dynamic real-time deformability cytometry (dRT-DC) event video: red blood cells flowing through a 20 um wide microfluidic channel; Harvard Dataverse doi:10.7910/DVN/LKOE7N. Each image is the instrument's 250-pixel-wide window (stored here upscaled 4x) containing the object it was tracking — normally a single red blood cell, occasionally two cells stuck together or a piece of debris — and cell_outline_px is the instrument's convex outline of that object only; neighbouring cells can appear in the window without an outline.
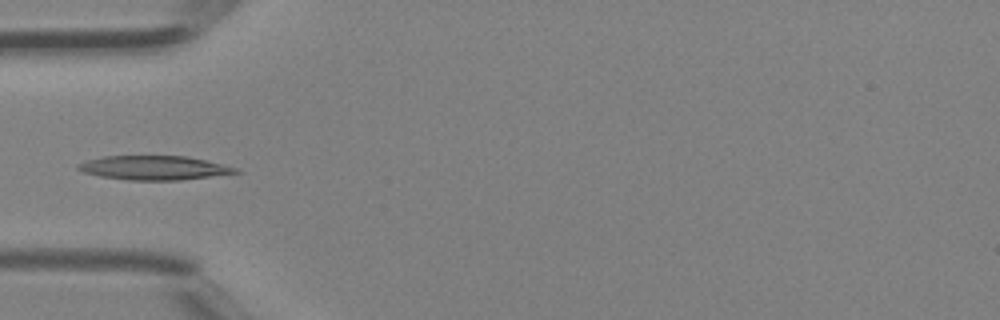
{"species": "Egyptian fruit bat (a non-hibernating species)", "species_latin": "Rousettus aegyptiacus", "temperature_condition": "room temperature", "stored_images_in_passage": 41, "camera_frame_rate_fps": 3000, "um_per_image_px": 0.085, "animal": {"sex": "female"}, "frame": {"image": 1, "passage_image": 13, "time_ms": 4.0, "image_size_px": [1000, 320], "cell_outline_px": [[244, 172], [180, 180], [128, 180], [100, 176], [84, 172], [76, 168], [76, 164], [100, 156], [184, 156], [204, 160], [236, 168]], "centroid_in_image_um": [13.06, 14.26], "position_along_channel_um": 71.9, "area_um2": 21.96}}
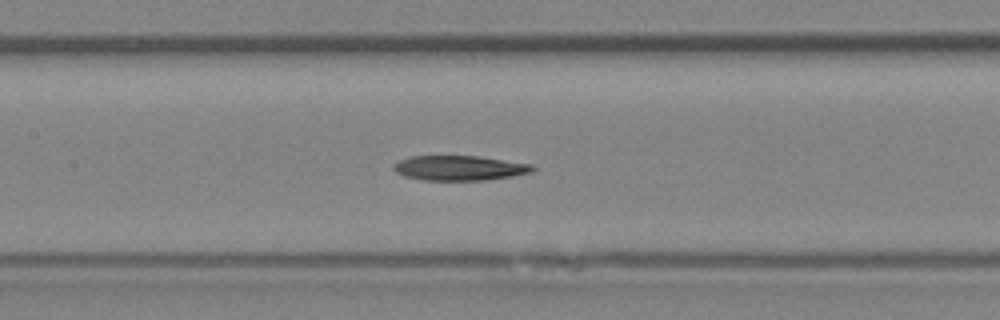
{"frame": {"image": 2, "passage_image": 19, "time_ms": 6.0, "image_size_px": [1000, 320], "cell_outline_px": [[536, 168], [532, 172], [512, 176], [484, 180], [424, 180], [404, 176], [396, 172], [392, 168], [392, 164], [400, 160], [412, 156], [480, 156], [532, 164]], "centroid_in_image_um": [39.05, 14.27], "position_along_channel_um": 168.3, "area_um2": 20.17}}
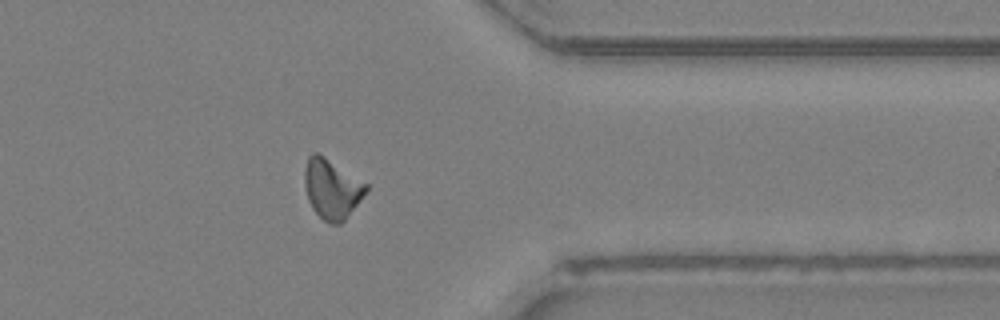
{"frame": {"image": 3, "passage_image": 33, "time_ms": 10.667, "image_size_px": [1000, 320], "cell_outline_px": [[368, 188], [344, 220], [340, 224], [332, 224], [324, 220], [312, 208], [308, 200], [304, 184], [304, 168], [308, 156], [312, 152], [316, 152], [324, 156], [368, 184]], "centroid_in_image_um": [28.17, 16.02], "position_along_channel_um": 383.2, "area_um2": 21.1}}